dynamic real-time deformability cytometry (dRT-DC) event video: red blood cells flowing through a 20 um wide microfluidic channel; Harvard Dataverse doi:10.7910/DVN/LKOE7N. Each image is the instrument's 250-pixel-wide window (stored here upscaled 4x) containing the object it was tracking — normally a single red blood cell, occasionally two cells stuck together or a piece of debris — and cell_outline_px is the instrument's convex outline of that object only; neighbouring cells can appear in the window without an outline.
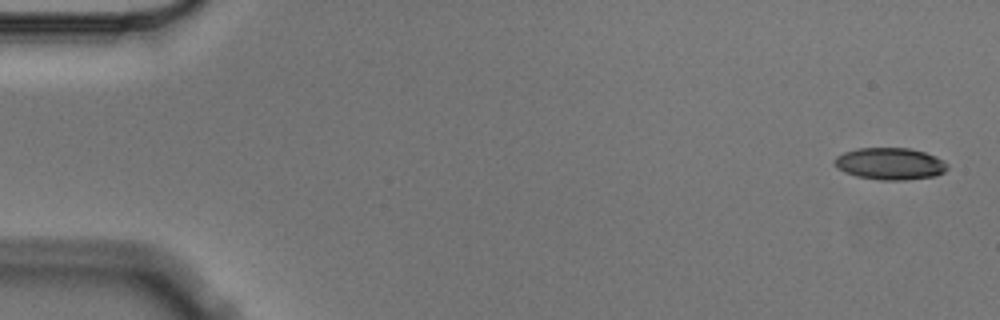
{"species": "Egyptian fruit bat (a non-hibernating species)", "species_latin": "Rousettus aegyptiacus", "temperature_condition": "cold", "stored_images_in_passage": 5, "camera_frame_rate_fps": 3000, "um_per_image_px": 0.085, "animal": {"sex": "male"}, "frame": {"image": 1, "passage_image": 1, "time_ms": 0.0, "image_size_px": [1000, 320], "cell_outline_px": [[948, 168], [944, 172], [936, 176], [904, 180], [880, 180], [856, 176], [844, 172], [836, 168], [832, 164], [832, 160], [836, 156], [844, 152], [856, 148], [908, 148], [924, 152], [936, 156], [948, 164]], "centroid_in_image_um": [75.61, 13.92], "position_along_channel_um": 9.4, "area_um2": 21.27}}
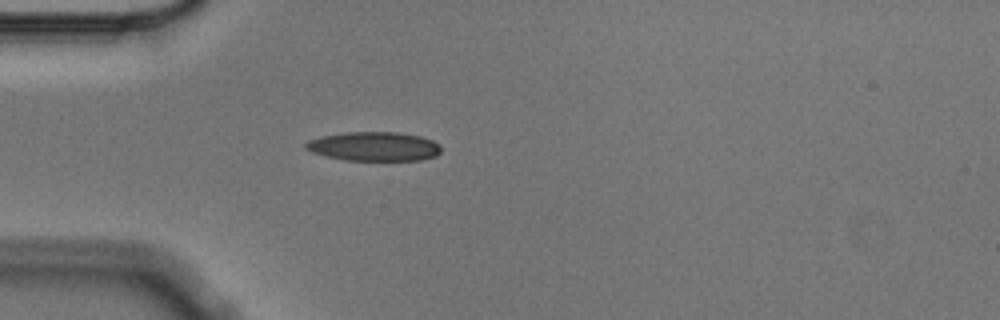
{"frame": {"image": 2, "passage_image": 5, "time_ms": 1.333, "image_size_px": [1000, 320], "cell_outline_px": [[440, 152], [436, 156], [420, 160], [344, 160], [324, 156], [312, 152], [304, 148], [304, 144], [308, 140], [320, 136], [348, 132], [396, 132], [420, 136], [432, 140], [440, 144]], "centroid_in_image_um": [31.77, 12.44], "position_along_channel_um": 53.2, "area_um2": 23.06}}